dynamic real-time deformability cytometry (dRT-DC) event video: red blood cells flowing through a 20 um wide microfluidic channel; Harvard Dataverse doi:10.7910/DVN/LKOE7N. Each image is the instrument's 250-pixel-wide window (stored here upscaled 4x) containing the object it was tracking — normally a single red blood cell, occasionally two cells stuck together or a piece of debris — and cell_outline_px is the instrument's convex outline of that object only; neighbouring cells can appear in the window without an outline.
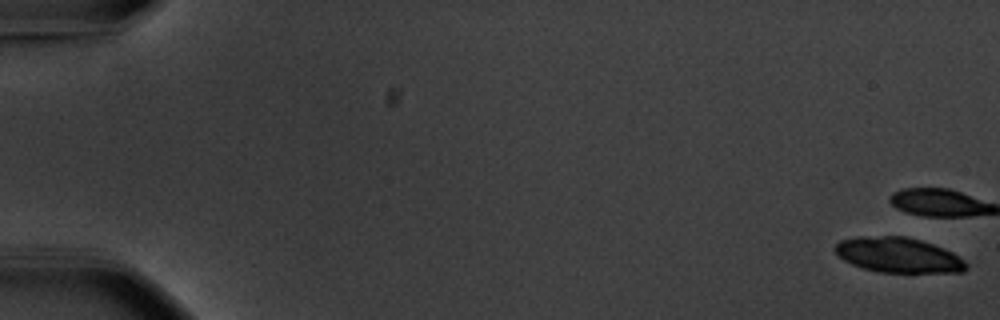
{"species": "common noctule bat (a hibernating species)", "species_latin": "Nyctalus noctula", "temperature_condition": "warm", "stored_images_in_passage": 20, "camera_frame_rate_fps": 3000, "um_per_image_px": 0.085, "animal": {"sex": "male", "body_mass_g": 20.1, "forearm_length_mm": 53.5}, "frame": {"image": 1, "passage_image": 1, "time_ms": 0.0, "image_size_px": [1000, 320], "cell_outline_px": [[968, 268], [964, 272], [880, 272], [864, 268], [852, 264], [844, 260], [832, 248], [840, 240], [856, 236], [904, 236], [920, 240], [944, 248], [952, 252], [964, 260], [968, 264]], "centroid_in_image_um": [76.36, 21.67], "position_along_channel_um": 8.6, "area_um2": 26.82}}